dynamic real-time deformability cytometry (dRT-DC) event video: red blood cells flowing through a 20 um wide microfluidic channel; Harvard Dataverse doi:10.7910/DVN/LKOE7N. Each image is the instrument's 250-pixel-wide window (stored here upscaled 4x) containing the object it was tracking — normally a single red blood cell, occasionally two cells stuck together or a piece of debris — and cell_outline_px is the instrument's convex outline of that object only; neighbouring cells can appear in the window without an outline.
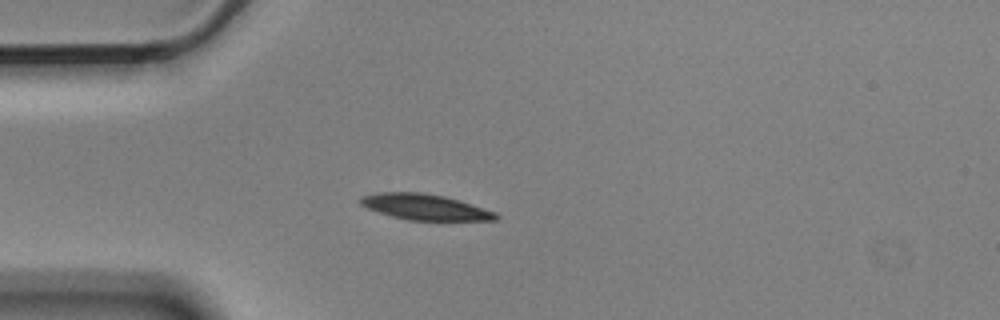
{"species": "Egyptian fruit bat (a non-hibernating species)", "species_latin": "Rousettus aegyptiacus", "temperature_condition": "cold", "stored_images_in_passage": 7, "camera_frame_rate_fps": 3000, "um_per_image_px": 0.085, "animal": {"sex": "male"}, "frame": {"image": 1, "passage_image": 3, "time_ms": 0.667, "image_size_px": [1000, 320], "cell_outline_px": [[500, 216], [496, 220], [408, 220], [392, 216], [368, 208], [360, 204], [360, 196], [376, 192], [420, 192], [444, 196], [460, 200], [496, 212]], "centroid_in_image_um": [36.13, 17.59], "position_along_channel_um": 48.9, "area_um2": 20.29}}
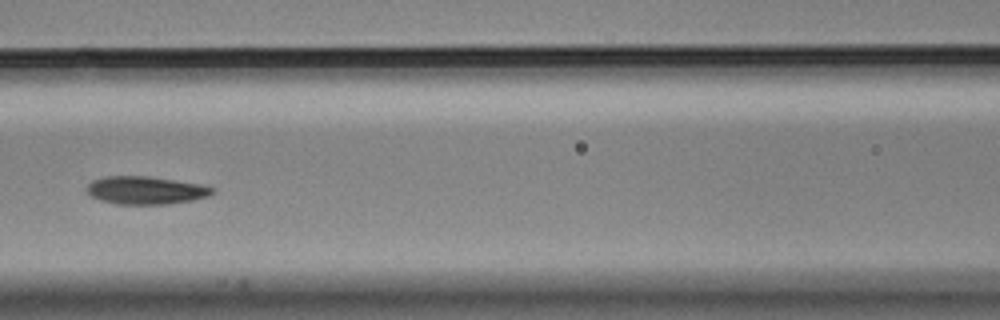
{"frame": {"image": 2, "passage_image": 6, "time_ms": 1.667, "image_size_px": [1000, 320], "cell_outline_px": [[216, 192], [208, 196], [192, 200], [168, 204], [116, 204], [100, 200], [92, 196], [84, 188], [92, 180], [104, 176], [148, 176], [200, 184], [216, 188]], "centroid_in_image_um": [12.38, 16.17], "position_along_channel_um": 154.2, "area_um2": 20.52}}
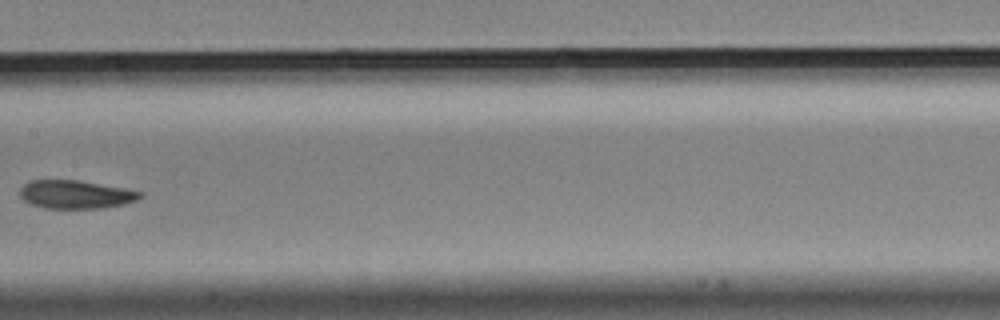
{"frame": {"image": 3, "passage_image": 7, "time_ms": 2.0, "image_size_px": [1000, 320], "cell_outline_px": [[140, 196], [136, 200], [124, 204], [104, 208], [44, 208], [32, 204], [24, 200], [20, 196], [20, 188], [28, 180], [76, 180], [124, 188], [140, 192]], "centroid_in_image_um": [6.38, 16.53], "position_along_channel_um": 201.0, "area_um2": 19.59}}